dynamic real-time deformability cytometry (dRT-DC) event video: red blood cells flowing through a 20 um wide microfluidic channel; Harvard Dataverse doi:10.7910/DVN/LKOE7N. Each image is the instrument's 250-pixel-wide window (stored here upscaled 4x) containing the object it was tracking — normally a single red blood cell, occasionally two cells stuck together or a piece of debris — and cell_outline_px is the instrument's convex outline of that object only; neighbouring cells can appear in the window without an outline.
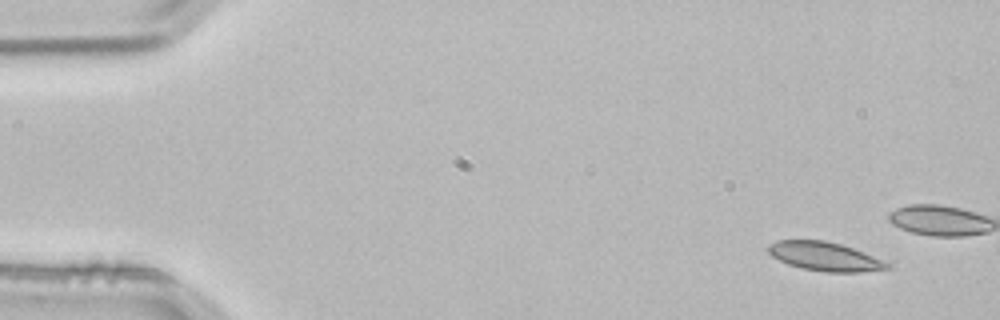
{"species": "common noctule bat (a hibernating species)", "species_latin": "Nyctalus noctula", "temperature_condition": "room temperature", "stored_images_in_passage": 3, "camera_frame_rate_fps": 3000, "um_per_image_px": 0.085, "animal": {"sex": "male", "body_mass_g": 21.5, "forearm_length_mm": 52.0}, "frame": {"image": 1, "passage_image": 1, "time_ms": 0.0, "image_size_px": [1000, 320], "cell_outline_px": [[892, 268], [860, 272], [828, 272], [800, 268], [788, 264], [772, 256], [768, 252], [768, 244], [776, 240], [824, 240], [840, 244], [852, 248], [892, 264]], "centroid_in_image_um": [70.09, 21.8], "position_along_channel_um": 14.9, "area_um2": 19.88}}
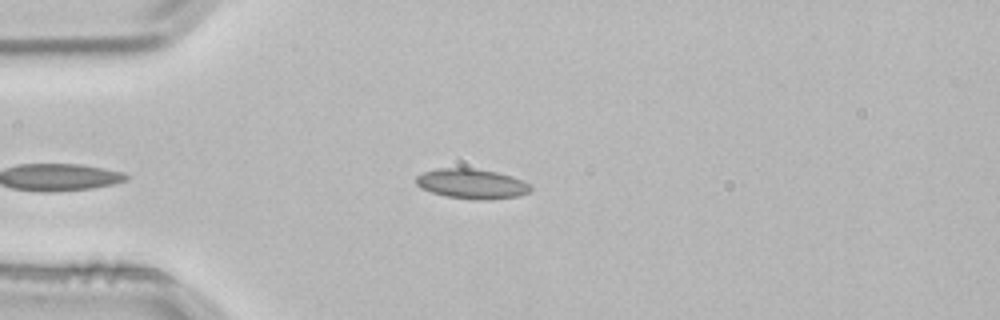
{"frame": {"image": 2, "passage_image": 3, "time_ms": 0.667, "image_size_px": [1000, 320], "cell_outline_px": [[532, 188], [528, 192], [516, 196], [488, 200], [476, 200], [444, 196], [420, 188], [416, 184], [416, 176], [424, 172], [436, 168], [472, 168], [496, 172], [512, 176], [528, 184]], "centroid_in_image_um": [40.05, 15.62], "position_along_channel_um": 44.9, "area_um2": 19.88}}